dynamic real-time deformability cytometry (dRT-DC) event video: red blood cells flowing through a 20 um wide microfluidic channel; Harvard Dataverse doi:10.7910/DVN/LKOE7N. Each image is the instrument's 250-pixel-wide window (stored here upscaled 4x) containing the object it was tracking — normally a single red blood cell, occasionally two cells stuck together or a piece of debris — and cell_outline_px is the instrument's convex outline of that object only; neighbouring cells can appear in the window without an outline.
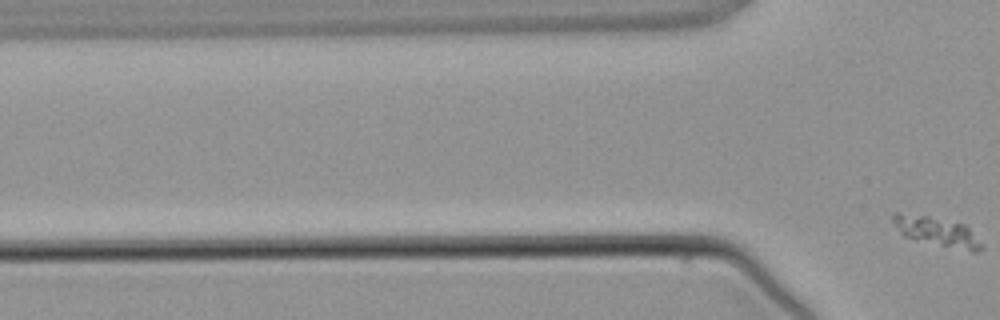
{"species": "common noctule bat (a hibernating species)", "species_latin": "Nyctalus noctula", "temperature_condition": "warm", "stored_images_in_passage": 2, "segment_of_instrument_passage": [2, 2], "camera_frame_rate_fps": 3000, "um_per_image_px": 0.085, "animal": {"sex": "male", "body_mass_g": 21.5, "forearm_length_mm": 52.0}, "frame": {"image": 1, "passage_image": 2, "time_ms": 1.333, "image_size_px": [1000, 320], "cell_outline_px": [[984, 248], [980, 252], [972, 252], [916, 240], [904, 236], [892, 224], [892, 216], [896, 212], [900, 212], [928, 216], [964, 224], [984, 244]], "centroid_in_image_um": [79.65, 19.69], "position_along_channel_um": 46.2, "area_um2": 15.26}}